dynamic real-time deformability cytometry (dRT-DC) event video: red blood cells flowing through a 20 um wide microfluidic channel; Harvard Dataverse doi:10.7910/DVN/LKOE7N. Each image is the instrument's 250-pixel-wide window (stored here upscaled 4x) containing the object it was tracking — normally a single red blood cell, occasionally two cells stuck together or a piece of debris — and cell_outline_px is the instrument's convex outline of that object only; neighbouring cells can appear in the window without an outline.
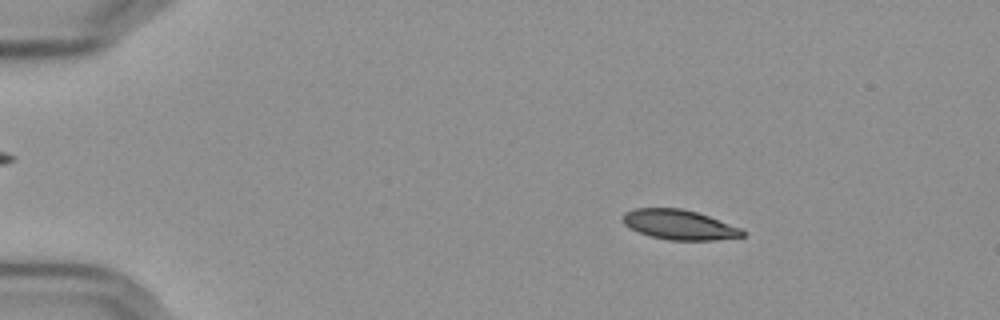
{"species": "Egyptian fruit bat (a non-hibernating species)", "species_latin": "Rousettus aegyptiacus", "temperature_condition": "cold", "stored_images_in_passage": 55, "camera_frame_rate_fps": 3000, "um_per_image_px": 0.085, "frame": {"image": 1, "passage_image": 8, "time_ms": 2.333, "image_size_px": [1000, 320], "cell_outline_px": [[748, 232], [744, 236], [716, 240], [668, 240], [652, 236], [640, 232], [624, 224], [624, 212], [636, 208], [680, 208], [696, 212], [708, 216], [740, 228]], "centroid_in_image_um": [57.77, 19.1], "position_along_channel_um": 27.2, "area_um2": 20.52}}
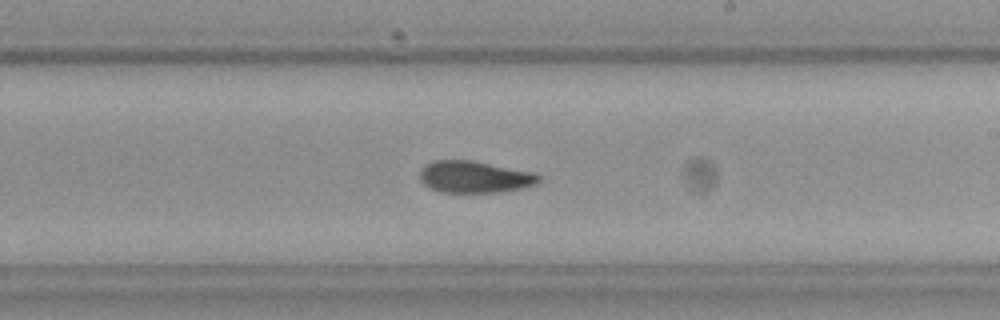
{"frame": {"image": 2, "passage_image": 33, "time_ms": 10.667, "image_size_px": [1000, 320], "cell_outline_px": [[540, 180], [536, 184], [520, 188], [496, 192], [440, 192], [428, 188], [420, 180], [420, 172], [424, 164], [432, 160], [472, 160], [536, 172], [540, 176]], "centroid_in_image_um": [40.31, 15.02], "position_along_channel_um": 248.7, "area_um2": 22.25}}
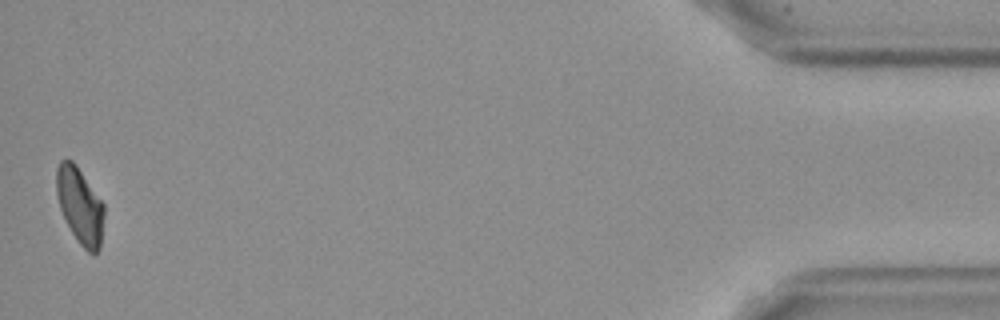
{"frame": {"image": 3, "passage_image": 55, "time_ms": 18.0, "image_size_px": [1000, 320], "cell_outline_px": [[104, 216], [100, 248], [96, 252], [88, 252], [80, 244], [72, 232], [60, 208], [56, 192], [56, 168], [60, 160], [72, 160], [76, 164], [104, 204]], "centroid_in_image_um": [6.79, 17.45], "position_along_channel_um": 428.4, "area_um2": 20.92}, "authors_computed_cell_mechanics": {"area_um2": 21.9062, "velocity_mm_per_s": 3.5833, "shape_relaxation_time_tau1_ms": 7.0997, "shape_relaxation_time_tau2_ms": 2.8408, "deformation_change_tau1": 0.176, "deformation_change_tau2": 0.0693}}